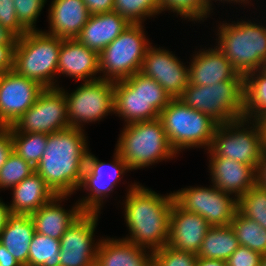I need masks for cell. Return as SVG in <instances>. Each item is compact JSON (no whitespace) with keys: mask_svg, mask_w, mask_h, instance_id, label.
Wrapping results in <instances>:
<instances>
[{"mask_svg":"<svg viewBox=\"0 0 266 266\" xmlns=\"http://www.w3.org/2000/svg\"><path fill=\"white\" fill-rule=\"evenodd\" d=\"M83 129L67 128L48 134L47 145L35 171L56 195H72L79 189L88 147Z\"/></svg>","mask_w":266,"mask_h":266,"instance_id":"obj_1","label":"cell"},{"mask_svg":"<svg viewBox=\"0 0 266 266\" xmlns=\"http://www.w3.org/2000/svg\"><path fill=\"white\" fill-rule=\"evenodd\" d=\"M130 186L124 202L130 236L122 239L153 252L168 244L173 194L163 196L137 183Z\"/></svg>","mask_w":266,"mask_h":266,"instance_id":"obj_2","label":"cell"},{"mask_svg":"<svg viewBox=\"0 0 266 266\" xmlns=\"http://www.w3.org/2000/svg\"><path fill=\"white\" fill-rule=\"evenodd\" d=\"M63 39L34 30L17 38L14 49L13 70L44 88H56L58 56Z\"/></svg>","mask_w":266,"mask_h":266,"instance_id":"obj_3","label":"cell"},{"mask_svg":"<svg viewBox=\"0 0 266 266\" xmlns=\"http://www.w3.org/2000/svg\"><path fill=\"white\" fill-rule=\"evenodd\" d=\"M171 100L163 87L141 72L114 82V113L125 125L159 118Z\"/></svg>","mask_w":266,"mask_h":266,"instance_id":"obj_4","label":"cell"},{"mask_svg":"<svg viewBox=\"0 0 266 266\" xmlns=\"http://www.w3.org/2000/svg\"><path fill=\"white\" fill-rule=\"evenodd\" d=\"M121 132L115 151L130 170L176 157L159 118L127 124Z\"/></svg>","mask_w":266,"mask_h":266,"instance_id":"obj_5","label":"cell"},{"mask_svg":"<svg viewBox=\"0 0 266 266\" xmlns=\"http://www.w3.org/2000/svg\"><path fill=\"white\" fill-rule=\"evenodd\" d=\"M216 46L241 75L264 68L266 63V26L251 21L222 23Z\"/></svg>","mask_w":266,"mask_h":266,"instance_id":"obj_6","label":"cell"},{"mask_svg":"<svg viewBox=\"0 0 266 266\" xmlns=\"http://www.w3.org/2000/svg\"><path fill=\"white\" fill-rule=\"evenodd\" d=\"M185 105L209 115L218 124L243 119L244 76L214 85L199 86L188 83L178 98Z\"/></svg>","mask_w":266,"mask_h":266,"instance_id":"obj_7","label":"cell"},{"mask_svg":"<svg viewBox=\"0 0 266 266\" xmlns=\"http://www.w3.org/2000/svg\"><path fill=\"white\" fill-rule=\"evenodd\" d=\"M168 141L178 154L182 149L208 147L210 149L215 129L219 125L209 115L185 105L178 98L160 112Z\"/></svg>","mask_w":266,"mask_h":266,"instance_id":"obj_8","label":"cell"},{"mask_svg":"<svg viewBox=\"0 0 266 266\" xmlns=\"http://www.w3.org/2000/svg\"><path fill=\"white\" fill-rule=\"evenodd\" d=\"M249 123L252 126L249 127ZM263 147L264 139L260 122L252 120L251 123L249 120L239 119L217 126L212 145L207 153H210L209 157L229 158L258 170Z\"/></svg>","mask_w":266,"mask_h":266,"instance_id":"obj_9","label":"cell"},{"mask_svg":"<svg viewBox=\"0 0 266 266\" xmlns=\"http://www.w3.org/2000/svg\"><path fill=\"white\" fill-rule=\"evenodd\" d=\"M142 24H130L99 53V71L104 80L120 81L140 72L151 43ZM102 71V72H101Z\"/></svg>","mask_w":266,"mask_h":266,"instance_id":"obj_10","label":"cell"},{"mask_svg":"<svg viewBox=\"0 0 266 266\" xmlns=\"http://www.w3.org/2000/svg\"><path fill=\"white\" fill-rule=\"evenodd\" d=\"M60 89L66 97L70 127L82 129L85 123L99 121L114 112L113 81L103 78L84 81L71 94Z\"/></svg>","mask_w":266,"mask_h":266,"instance_id":"obj_11","label":"cell"},{"mask_svg":"<svg viewBox=\"0 0 266 266\" xmlns=\"http://www.w3.org/2000/svg\"><path fill=\"white\" fill-rule=\"evenodd\" d=\"M10 127V132L51 134L70 128L67 102L60 87L45 88L36 102Z\"/></svg>","mask_w":266,"mask_h":266,"instance_id":"obj_12","label":"cell"},{"mask_svg":"<svg viewBox=\"0 0 266 266\" xmlns=\"http://www.w3.org/2000/svg\"><path fill=\"white\" fill-rule=\"evenodd\" d=\"M174 202L184 211L202 216L211 226L230 225L238 208V199L216 186L181 188L173 192Z\"/></svg>","mask_w":266,"mask_h":266,"instance_id":"obj_13","label":"cell"},{"mask_svg":"<svg viewBox=\"0 0 266 266\" xmlns=\"http://www.w3.org/2000/svg\"><path fill=\"white\" fill-rule=\"evenodd\" d=\"M128 164L116 151L113 162L106 164L101 162L89 151L86 156L85 170L83 171L80 189L83 187L89 191L87 197L77 201L84 212H100L103 199L108 197L114 190L116 183L122 178L121 175L129 171ZM121 177V178H120Z\"/></svg>","mask_w":266,"mask_h":266,"instance_id":"obj_14","label":"cell"},{"mask_svg":"<svg viewBox=\"0 0 266 266\" xmlns=\"http://www.w3.org/2000/svg\"><path fill=\"white\" fill-rule=\"evenodd\" d=\"M98 212H83L60 239V266H95L100 240L94 244ZM95 245V246H94Z\"/></svg>","mask_w":266,"mask_h":266,"instance_id":"obj_15","label":"cell"},{"mask_svg":"<svg viewBox=\"0 0 266 266\" xmlns=\"http://www.w3.org/2000/svg\"><path fill=\"white\" fill-rule=\"evenodd\" d=\"M45 88L14 70L0 74V126H12Z\"/></svg>","mask_w":266,"mask_h":266,"instance_id":"obj_16","label":"cell"},{"mask_svg":"<svg viewBox=\"0 0 266 266\" xmlns=\"http://www.w3.org/2000/svg\"><path fill=\"white\" fill-rule=\"evenodd\" d=\"M140 72L154 79L171 96L179 98L189 83L188 67L166 49L150 46Z\"/></svg>","mask_w":266,"mask_h":266,"instance_id":"obj_17","label":"cell"},{"mask_svg":"<svg viewBox=\"0 0 266 266\" xmlns=\"http://www.w3.org/2000/svg\"><path fill=\"white\" fill-rule=\"evenodd\" d=\"M210 227L211 225L202 216L184 211L173 202L167 245L197 254Z\"/></svg>","mask_w":266,"mask_h":266,"instance_id":"obj_18","label":"cell"},{"mask_svg":"<svg viewBox=\"0 0 266 266\" xmlns=\"http://www.w3.org/2000/svg\"><path fill=\"white\" fill-rule=\"evenodd\" d=\"M209 162L212 185L237 199L257 183V170L252 166L224 157H211Z\"/></svg>","mask_w":266,"mask_h":266,"instance_id":"obj_19","label":"cell"},{"mask_svg":"<svg viewBox=\"0 0 266 266\" xmlns=\"http://www.w3.org/2000/svg\"><path fill=\"white\" fill-rule=\"evenodd\" d=\"M97 73H100L99 54L76 38L63 39L58 56V74H65L77 81H91L101 78L95 76Z\"/></svg>","mask_w":266,"mask_h":266,"instance_id":"obj_20","label":"cell"},{"mask_svg":"<svg viewBox=\"0 0 266 266\" xmlns=\"http://www.w3.org/2000/svg\"><path fill=\"white\" fill-rule=\"evenodd\" d=\"M195 53L190 67H188L189 83L192 85H214L226 80L234 79L239 73L231 62L215 46L214 49Z\"/></svg>","mask_w":266,"mask_h":266,"instance_id":"obj_21","label":"cell"},{"mask_svg":"<svg viewBox=\"0 0 266 266\" xmlns=\"http://www.w3.org/2000/svg\"><path fill=\"white\" fill-rule=\"evenodd\" d=\"M48 14L46 33L62 39L76 38L91 16L83 0H52Z\"/></svg>","mask_w":266,"mask_h":266,"instance_id":"obj_22","label":"cell"},{"mask_svg":"<svg viewBox=\"0 0 266 266\" xmlns=\"http://www.w3.org/2000/svg\"><path fill=\"white\" fill-rule=\"evenodd\" d=\"M129 25L130 23L116 11L93 14L76 39L99 54Z\"/></svg>","mask_w":266,"mask_h":266,"instance_id":"obj_23","label":"cell"},{"mask_svg":"<svg viewBox=\"0 0 266 266\" xmlns=\"http://www.w3.org/2000/svg\"><path fill=\"white\" fill-rule=\"evenodd\" d=\"M67 197L68 195H56L30 215L35 232L57 240L61 239L64 232L84 212L77 202L69 211L61 207L59 203Z\"/></svg>","mask_w":266,"mask_h":266,"instance_id":"obj_24","label":"cell"},{"mask_svg":"<svg viewBox=\"0 0 266 266\" xmlns=\"http://www.w3.org/2000/svg\"><path fill=\"white\" fill-rule=\"evenodd\" d=\"M147 250L124 239L104 238L98 246L96 265L152 266V251Z\"/></svg>","mask_w":266,"mask_h":266,"instance_id":"obj_25","label":"cell"},{"mask_svg":"<svg viewBox=\"0 0 266 266\" xmlns=\"http://www.w3.org/2000/svg\"><path fill=\"white\" fill-rule=\"evenodd\" d=\"M12 190L13 201L8 206L10 213L16 214L31 215L56 196L36 171L12 187Z\"/></svg>","mask_w":266,"mask_h":266,"instance_id":"obj_26","label":"cell"},{"mask_svg":"<svg viewBox=\"0 0 266 266\" xmlns=\"http://www.w3.org/2000/svg\"><path fill=\"white\" fill-rule=\"evenodd\" d=\"M34 234V223L29 214L10 213L0 233V243L22 266H28L29 246Z\"/></svg>","mask_w":266,"mask_h":266,"instance_id":"obj_27","label":"cell"},{"mask_svg":"<svg viewBox=\"0 0 266 266\" xmlns=\"http://www.w3.org/2000/svg\"><path fill=\"white\" fill-rule=\"evenodd\" d=\"M239 246V240L230 225L211 226L196 255L226 261Z\"/></svg>","mask_w":266,"mask_h":266,"instance_id":"obj_28","label":"cell"},{"mask_svg":"<svg viewBox=\"0 0 266 266\" xmlns=\"http://www.w3.org/2000/svg\"><path fill=\"white\" fill-rule=\"evenodd\" d=\"M266 115V71L254 70L244 76L243 119L260 120Z\"/></svg>","mask_w":266,"mask_h":266,"instance_id":"obj_29","label":"cell"},{"mask_svg":"<svg viewBox=\"0 0 266 266\" xmlns=\"http://www.w3.org/2000/svg\"><path fill=\"white\" fill-rule=\"evenodd\" d=\"M230 226L234 230L239 244L246 246L252 251L261 255L266 254V229L260 226L256 221L248 219L236 212Z\"/></svg>","mask_w":266,"mask_h":266,"instance_id":"obj_30","label":"cell"},{"mask_svg":"<svg viewBox=\"0 0 266 266\" xmlns=\"http://www.w3.org/2000/svg\"><path fill=\"white\" fill-rule=\"evenodd\" d=\"M29 247L28 266H60V240L35 232Z\"/></svg>","mask_w":266,"mask_h":266,"instance_id":"obj_31","label":"cell"},{"mask_svg":"<svg viewBox=\"0 0 266 266\" xmlns=\"http://www.w3.org/2000/svg\"><path fill=\"white\" fill-rule=\"evenodd\" d=\"M47 136L48 134L37 132H11L13 151L35 168L40 163L45 151Z\"/></svg>","mask_w":266,"mask_h":266,"instance_id":"obj_32","label":"cell"},{"mask_svg":"<svg viewBox=\"0 0 266 266\" xmlns=\"http://www.w3.org/2000/svg\"><path fill=\"white\" fill-rule=\"evenodd\" d=\"M237 211L266 229V188L256 183L238 198Z\"/></svg>","mask_w":266,"mask_h":266,"instance_id":"obj_33","label":"cell"},{"mask_svg":"<svg viewBox=\"0 0 266 266\" xmlns=\"http://www.w3.org/2000/svg\"><path fill=\"white\" fill-rule=\"evenodd\" d=\"M113 11L130 24H142L147 17L161 13L160 0H114Z\"/></svg>","mask_w":266,"mask_h":266,"instance_id":"obj_34","label":"cell"},{"mask_svg":"<svg viewBox=\"0 0 266 266\" xmlns=\"http://www.w3.org/2000/svg\"><path fill=\"white\" fill-rule=\"evenodd\" d=\"M34 172L35 168L29 162L12 151L0 168V189H11Z\"/></svg>","mask_w":266,"mask_h":266,"instance_id":"obj_35","label":"cell"},{"mask_svg":"<svg viewBox=\"0 0 266 266\" xmlns=\"http://www.w3.org/2000/svg\"><path fill=\"white\" fill-rule=\"evenodd\" d=\"M161 12L172 10L185 19L191 21H203L207 18L208 9L204 0H160Z\"/></svg>","mask_w":266,"mask_h":266,"instance_id":"obj_36","label":"cell"},{"mask_svg":"<svg viewBox=\"0 0 266 266\" xmlns=\"http://www.w3.org/2000/svg\"><path fill=\"white\" fill-rule=\"evenodd\" d=\"M197 255L168 245L152 252V266H195Z\"/></svg>","mask_w":266,"mask_h":266,"instance_id":"obj_37","label":"cell"},{"mask_svg":"<svg viewBox=\"0 0 266 266\" xmlns=\"http://www.w3.org/2000/svg\"><path fill=\"white\" fill-rule=\"evenodd\" d=\"M46 0H14L15 10L19 22L28 30H37L35 27ZM36 28V29H35Z\"/></svg>","mask_w":266,"mask_h":266,"instance_id":"obj_38","label":"cell"},{"mask_svg":"<svg viewBox=\"0 0 266 266\" xmlns=\"http://www.w3.org/2000/svg\"><path fill=\"white\" fill-rule=\"evenodd\" d=\"M0 24L9 30L16 38H20L28 30L19 22L14 0H0Z\"/></svg>","mask_w":266,"mask_h":266,"instance_id":"obj_39","label":"cell"},{"mask_svg":"<svg viewBox=\"0 0 266 266\" xmlns=\"http://www.w3.org/2000/svg\"><path fill=\"white\" fill-rule=\"evenodd\" d=\"M262 255L240 245L226 260L227 266H259Z\"/></svg>","mask_w":266,"mask_h":266,"instance_id":"obj_40","label":"cell"},{"mask_svg":"<svg viewBox=\"0 0 266 266\" xmlns=\"http://www.w3.org/2000/svg\"><path fill=\"white\" fill-rule=\"evenodd\" d=\"M13 151L10 127L0 126V168Z\"/></svg>","mask_w":266,"mask_h":266,"instance_id":"obj_41","label":"cell"},{"mask_svg":"<svg viewBox=\"0 0 266 266\" xmlns=\"http://www.w3.org/2000/svg\"><path fill=\"white\" fill-rule=\"evenodd\" d=\"M15 45H0V74L13 70Z\"/></svg>","mask_w":266,"mask_h":266,"instance_id":"obj_42","label":"cell"},{"mask_svg":"<svg viewBox=\"0 0 266 266\" xmlns=\"http://www.w3.org/2000/svg\"><path fill=\"white\" fill-rule=\"evenodd\" d=\"M89 13L99 14L105 12H111L114 8V0H83Z\"/></svg>","mask_w":266,"mask_h":266,"instance_id":"obj_43","label":"cell"},{"mask_svg":"<svg viewBox=\"0 0 266 266\" xmlns=\"http://www.w3.org/2000/svg\"><path fill=\"white\" fill-rule=\"evenodd\" d=\"M0 266H22L2 243H0Z\"/></svg>","mask_w":266,"mask_h":266,"instance_id":"obj_44","label":"cell"},{"mask_svg":"<svg viewBox=\"0 0 266 266\" xmlns=\"http://www.w3.org/2000/svg\"><path fill=\"white\" fill-rule=\"evenodd\" d=\"M257 183L266 188V147H263L260 164L257 170Z\"/></svg>","mask_w":266,"mask_h":266,"instance_id":"obj_45","label":"cell"},{"mask_svg":"<svg viewBox=\"0 0 266 266\" xmlns=\"http://www.w3.org/2000/svg\"><path fill=\"white\" fill-rule=\"evenodd\" d=\"M17 38L0 24V45H15Z\"/></svg>","mask_w":266,"mask_h":266,"instance_id":"obj_46","label":"cell"},{"mask_svg":"<svg viewBox=\"0 0 266 266\" xmlns=\"http://www.w3.org/2000/svg\"><path fill=\"white\" fill-rule=\"evenodd\" d=\"M195 266H227V262L223 260L198 257Z\"/></svg>","mask_w":266,"mask_h":266,"instance_id":"obj_47","label":"cell"},{"mask_svg":"<svg viewBox=\"0 0 266 266\" xmlns=\"http://www.w3.org/2000/svg\"><path fill=\"white\" fill-rule=\"evenodd\" d=\"M0 199V233L7 222V217L10 214L9 206Z\"/></svg>","mask_w":266,"mask_h":266,"instance_id":"obj_48","label":"cell"},{"mask_svg":"<svg viewBox=\"0 0 266 266\" xmlns=\"http://www.w3.org/2000/svg\"><path fill=\"white\" fill-rule=\"evenodd\" d=\"M205 1V4H206V8L208 9V17H209V15H210V12H211V10L213 9V8H211L212 7V0H204ZM215 1V0H214ZM217 1V0H216ZM218 1H222V0H218ZM224 1H227V2H236V3H249V0H223V2ZM241 1V2H240Z\"/></svg>","mask_w":266,"mask_h":266,"instance_id":"obj_49","label":"cell"},{"mask_svg":"<svg viewBox=\"0 0 266 266\" xmlns=\"http://www.w3.org/2000/svg\"><path fill=\"white\" fill-rule=\"evenodd\" d=\"M261 124L263 131V139H264V147H266V115H264L260 120H258Z\"/></svg>","mask_w":266,"mask_h":266,"instance_id":"obj_50","label":"cell"},{"mask_svg":"<svg viewBox=\"0 0 266 266\" xmlns=\"http://www.w3.org/2000/svg\"><path fill=\"white\" fill-rule=\"evenodd\" d=\"M259 266H266V254L262 255Z\"/></svg>","mask_w":266,"mask_h":266,"instance_id":"obj_51","label":"cell"}]
</instances>
